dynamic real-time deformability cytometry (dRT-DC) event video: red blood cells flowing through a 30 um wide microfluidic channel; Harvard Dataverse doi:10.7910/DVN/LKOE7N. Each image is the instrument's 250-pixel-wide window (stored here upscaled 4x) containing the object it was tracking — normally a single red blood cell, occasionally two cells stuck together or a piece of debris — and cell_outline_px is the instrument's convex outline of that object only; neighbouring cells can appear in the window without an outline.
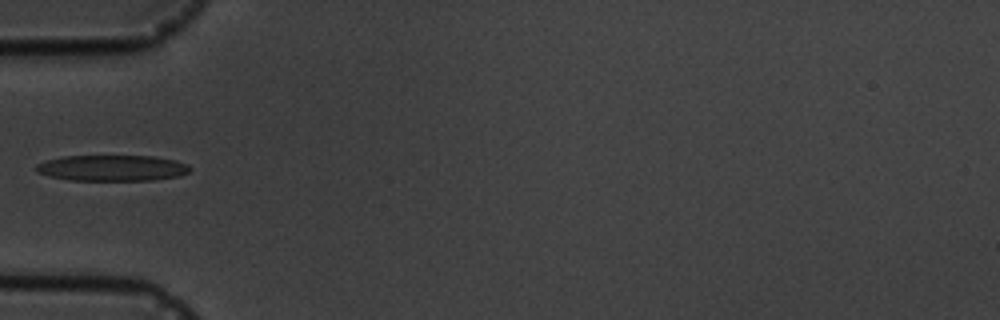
{"species": "common noctule bat (a hibernating species)", "species_latin": "Nyctalus noctula", "temperature_condition": "cold", "stored_images_in_passage": 7, "camera_frame_rate_fps": 3000, "um_per_image_px": 0.085, "animal": {"sex": "male", "body_mass_g": 19.5, "forearm_length_mm": 54.6}, "frame": {"image": 1, "passage_image": 6, "time_ms": 6.0, "image_size_px": [1000, 320], "cell_outline_px": [[192, 168], [188, 172], [180, 176], [152, 180], [68, 180], [48, 176], [36, 172], [36, 164], [48, 160], [64, 156], [156, 156], [176, 160], [188, 164]], "centroid_in_image_um": [9.56, 14.28], "position_along_channel_um": 75.4, "area_um2": 23.35}}
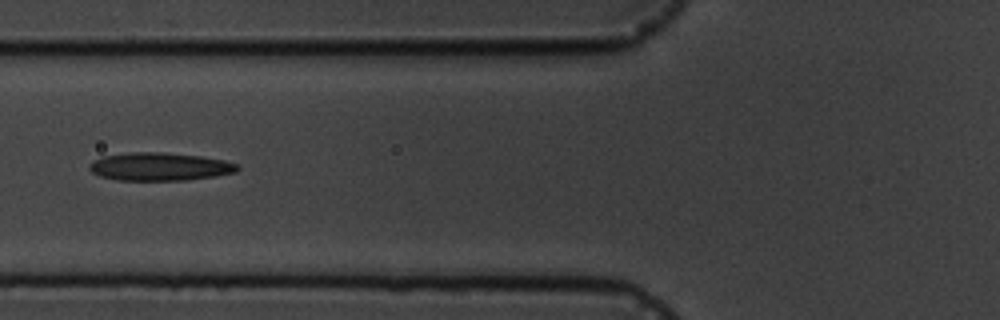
{"frame": {"image": 2, "passage_image": 7, "time_ms": 7.0, "image_size_px": [1000, 320], "cell_outline_px": [[240, 168], [236, 172], [216, 176], [188, 180], [116, 180], [100, 176], [92, 172], [88, 168], [88, 164], [92, 160], [104, 156], [132, 152], [164, 152], [200, 156], [224, 160], [240, 164]], "centroid_in_image_um": [13.59, 14.16], "position_along_channel_um": 112.2, "area_um2": 24.39}}